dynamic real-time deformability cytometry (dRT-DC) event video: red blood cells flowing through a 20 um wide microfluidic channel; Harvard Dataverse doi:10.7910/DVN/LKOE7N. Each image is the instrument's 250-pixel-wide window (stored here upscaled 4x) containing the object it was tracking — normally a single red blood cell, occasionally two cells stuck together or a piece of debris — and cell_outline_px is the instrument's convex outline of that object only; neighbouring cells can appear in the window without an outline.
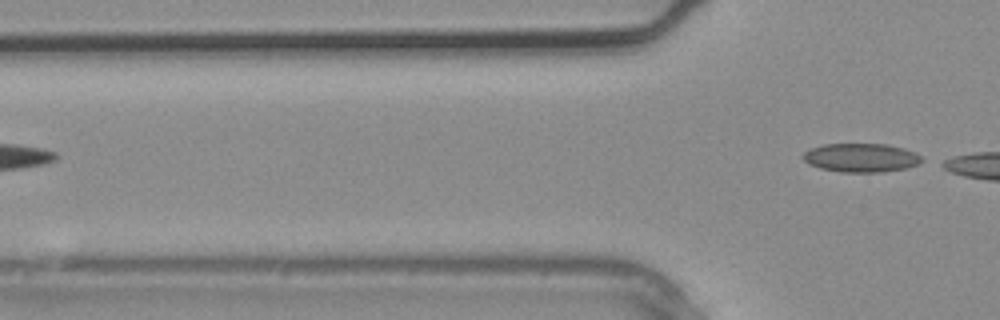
{"species": "common noctule bat (a hibernating species)", "species_latin": "Nyctalus noctula", "temperature_condition": "warm", "stored_images_in_passage": 5, "camera_frame_rate_fps": 3000, "um_per_image_px": 0.085, "animal": {"sex": "male", "body_mass_g": 20.4}, "frame": {"image": 1, "passage_image": 5, "time_ms": 1.333, "image_size_px": [1000, 320], "cell_outline_px": [[924, 160], [916, 164], [904, 168], [880, 172], [840, 172], [820, 168], [808, 164], [800, 156], [804, 152], [812, 148], [824, 144], [888, 144], [904, 148], [916, 152]], "centroid_in_image_um": [73.16, 13.4], "position_along_channel_um": 52.6, "area_um2": 19.88}}